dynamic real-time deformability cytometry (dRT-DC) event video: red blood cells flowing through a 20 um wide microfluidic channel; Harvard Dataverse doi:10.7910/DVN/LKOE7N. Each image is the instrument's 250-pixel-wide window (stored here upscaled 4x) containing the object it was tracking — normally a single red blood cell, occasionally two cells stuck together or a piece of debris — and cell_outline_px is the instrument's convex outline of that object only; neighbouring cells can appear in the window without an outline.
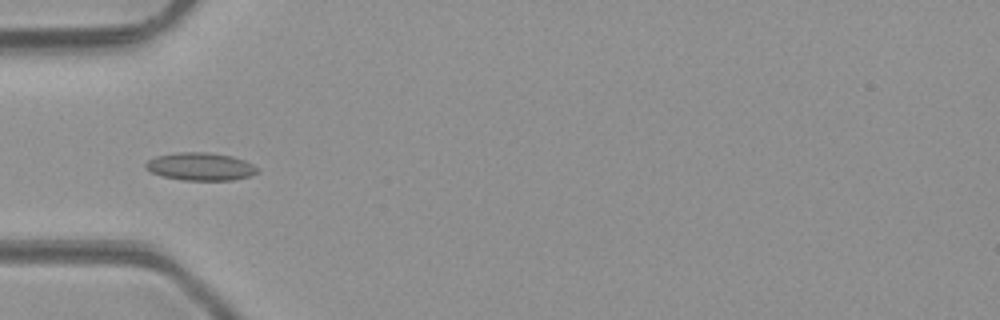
{"species": "common noctule bat (a hibernating species)", "species_latin": "Nyctalus noctula", "temperature_condition": "room temperature", "stored_images_in_passage": 4, "camera_frame_rate_fps": 3000, "um_per_image_px": 0.085, "animal": {"sex": "male", "body_mass_g": 23.1, "forearm_length_mm": 52.7}, "frame": {"image": 1, "passage_image": 4, "time_ms": 3.333, "image_size_px": [1000, 320], "cell_outline_px": [[260, 172], [248, 176], [232, 180], [184, 180], [164, 176], [152, 172], [144, 168], [144, 164], [148, 160], [156, 156], [176, 152], [204, 152], [232, 156], [244, 160], [252, 164]], "centroid_in_image_um": [17.02, 14.15], "position_along_channel_um": 68.0, "area_um2": 17.98}}